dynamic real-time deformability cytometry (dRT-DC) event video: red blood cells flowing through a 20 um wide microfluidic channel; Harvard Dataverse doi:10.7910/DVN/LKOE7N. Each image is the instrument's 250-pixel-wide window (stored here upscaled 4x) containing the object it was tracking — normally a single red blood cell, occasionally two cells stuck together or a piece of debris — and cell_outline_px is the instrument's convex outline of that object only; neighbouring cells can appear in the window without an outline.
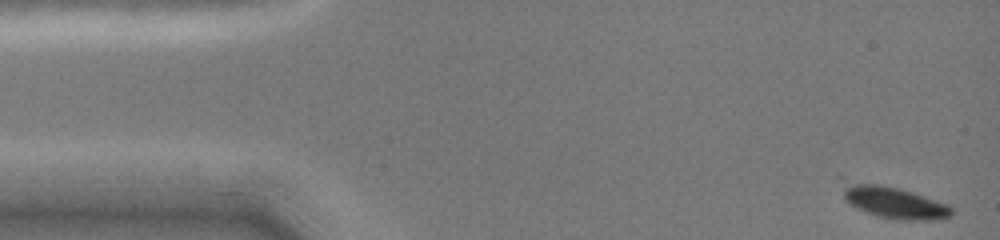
{"species": "common noctule bat (a hibernating species)", "species_latin": "Nyctalus noctula", "temperature_condition": "cold", "stored_images_in_passage": 46, "camera_frame_rate_fps": 3000, "um_per_image_px": 0.085, "animal": {"sex": "female", "body_mass_g": 19.0, "forearm_length_mm": 51.5}, "frame": {"image": 1, "passage_image": 1, "time_ms": 0.0, "image_size_px": [1000, 240], "cell_outline_px": [[952, 216], [944, 220], [892, 220], [876, 216], [856, 208], [844, 196], [844, 184], [876, 184], [900, 188], [948, 204], [952, 208]], "centroid_in_image_um": [76.12, 17.26], "position_along_channel_um": 8.9, "area_um2": 19.88}}
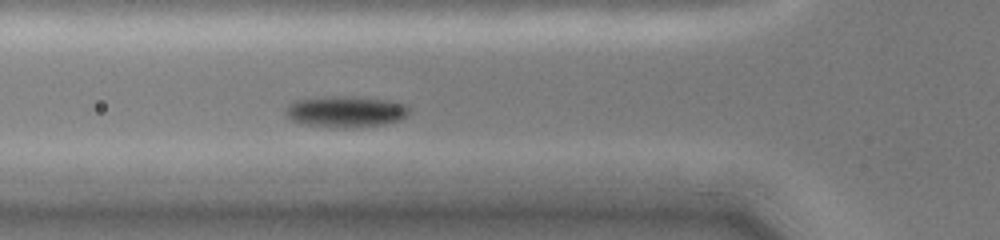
{"frame": {"image": 2, "passage_image": 23, "time_ms": 5.0, "image_size_px": [1000, 240], "cell_outline_px": [[412, 108], [400, 120], [384, 124], [348, 128], [304, 124], [292, 120], [284, 116], [284, 108], [292, 100], [332, 96], [352, 96], [388, 100], [408, 104]], "centroid_in_image_um": [29.36, 9.47], "position_along_channel_um": 96.4, "area_um2": 22.72}}
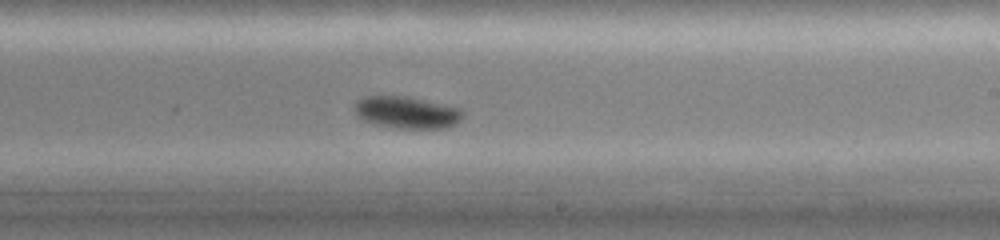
{"frame": {"image": 3, "passage_image": 42, "time_ms": 9.0, "image_size_px": [1000, 240], "cell_outline_px": [[464, 116], [456, 124], [448, 128], [396, 128], [376, 124], [364, 120], [356, 116], [352, 108], [356, 100], [364, 96], [404, 96], [424, 100], [460, 108], [464, 112]], "centroid_in_image_um": [34.54, 9.56], "position_along_channel_um": 254.5, "area_um2": 20.35}}